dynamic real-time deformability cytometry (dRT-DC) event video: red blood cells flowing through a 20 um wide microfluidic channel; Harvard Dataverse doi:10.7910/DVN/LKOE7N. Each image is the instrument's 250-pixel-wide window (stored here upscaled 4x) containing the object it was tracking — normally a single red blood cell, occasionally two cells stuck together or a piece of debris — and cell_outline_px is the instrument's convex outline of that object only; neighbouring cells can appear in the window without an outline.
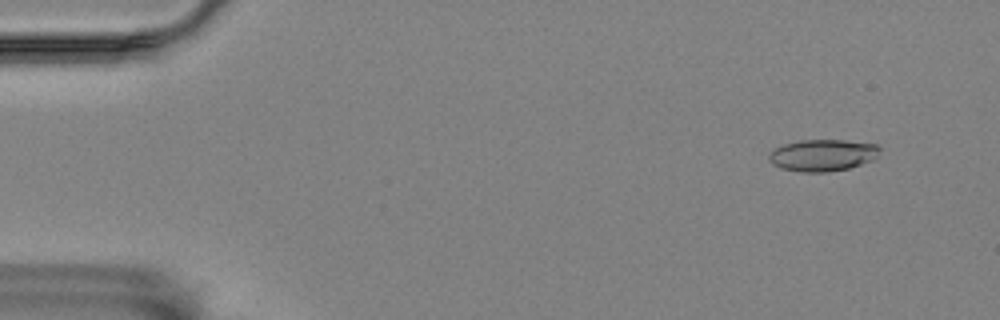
{"species": "Egyptian fruit bat (a non-hibernating species)", "species_latin": "Rousettus aegyptiacus", "temperature_condition": "room temperature", "stored_images_in_passage": 52, "camera_frame_rate_fps": 3000, "um_per_image_px": 0.085, "animal": {"sex": "female"}, "frame": {"image": 1, "passage_image": 2, "time_ms": 0.333, "image_size_px": [1000, 320], "cell_outline_px": [[880, 148], [876, 160], [848, 168], [828, 172], [800, 172], [780, 168], [772, 164], [768, 160], [768, 156], [776, 148], [784, 144], [800, 140], [844, 140], [876, 144]], "centroid_in_image_um": [69.94, 13.2], "position_along_channel_um": 15.1, "area_um2": 20.63}}
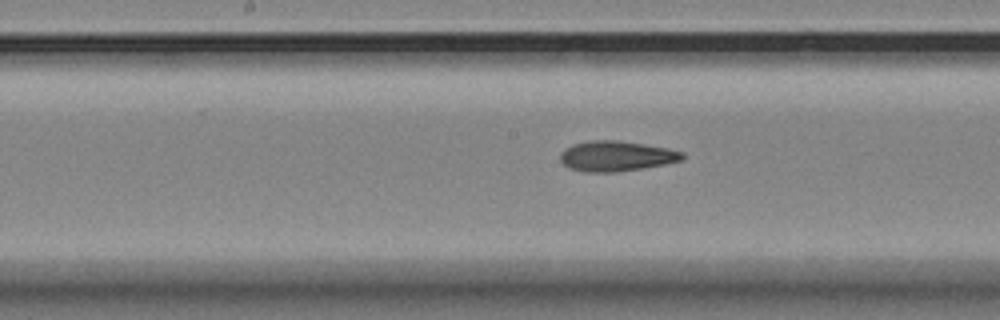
{"frame": {"image": 2, "passage_image": 26, "time_ms": 8.333, "image_size_px": [1000, 320], "cell_outline_px": [[684, 160], [664, 164], [616, 172], [584, 172], [568, 168], [560, 160], [560, 152], [572, 144], [588, 140], [616, 140], [644, 144], [668, 148], [684, 152]], "centroid_in_image_um": [52.36, 13.26], "position_along_channel_um": 195.8, "area_um2": 21.62}}
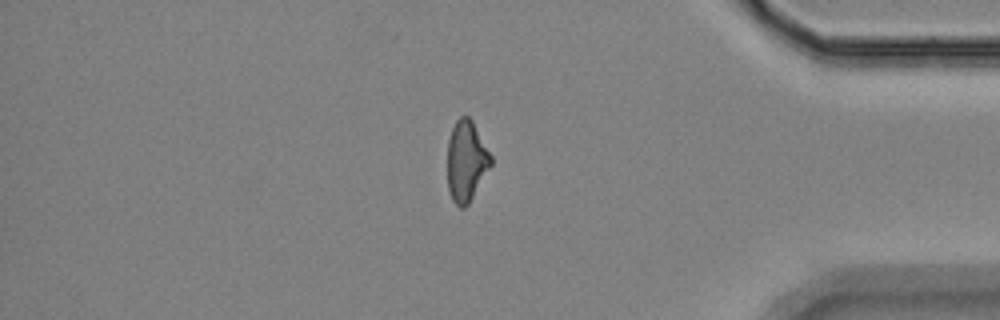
{"frame": {"image": 3, "passage_image": 45, "time_ms": 14.667, "image_size_px": [1000, 320], "cell_outline_px": [[492, 164], [468, 204], [464, 208], [460, 208], [452, 200], [448, 188], [448, 140], [452, 128], [456, 120], [460, 116], [468, 116], [472, 120], [492, 156]], "centroid_in_image_um": [39.64, 13.68], "position_along_channel_um": 395.6, "area_um2": 20.35}, "authors_computed_cell_mechanics": {"area_um2": 21.0681, "velocity_mm_per_s": 3.5827, "shape_relaxation_time_tau1_ms": null, "shape_relaxation_time_tau2_ms": 3.6933, "deformation_change_tau1": null, "deformation_change_tau2": 0.1188}}